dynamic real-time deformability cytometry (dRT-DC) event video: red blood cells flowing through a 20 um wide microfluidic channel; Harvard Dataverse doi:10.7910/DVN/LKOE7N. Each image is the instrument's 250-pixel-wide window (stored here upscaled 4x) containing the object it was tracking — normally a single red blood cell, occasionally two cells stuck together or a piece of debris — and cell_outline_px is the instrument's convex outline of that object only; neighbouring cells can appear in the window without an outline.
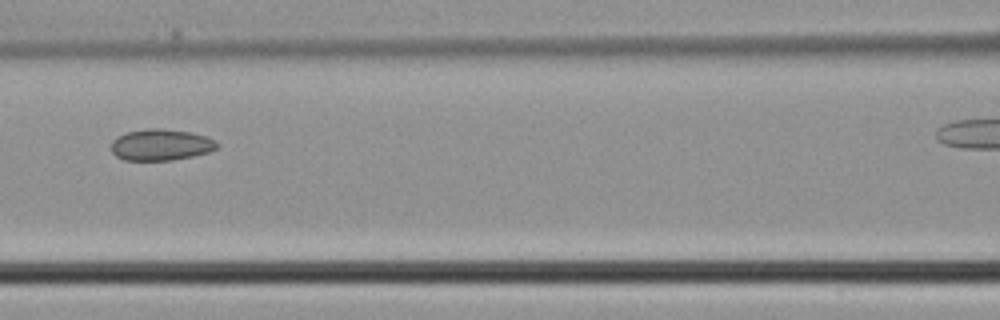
{"species": "common noctule bat (a hibernating species)", "species_latin": "Nyctalus noctula", "temperature_condition": "cold", "stored_images_in_passage": 5, "camera_frame_rate_fps": 3000, "um_per_image_px": 0.085, "animal": {"sex": "male", "body_mass_g": 21.5, "forearm_length_mm": 52.0}, "frame": {"image": 1, "passage_image": 4, "time_ms": 1.0, "image_size_px": [1000, 320], "cell_outline_px": [[220, 144], [216, 148], [208, 152], [192, 156], [172, 160], [124, 160], [116, 156], [112, 152], [112, 140], [116, 136], [128, 132], [148, 128], [160, 128], [192, 132], [208, 136], [216, 140]], "centroid_in_image_um": [13.7, 12.3], "position_along_channel_um": 152.9, "area_um2": 19.48}}